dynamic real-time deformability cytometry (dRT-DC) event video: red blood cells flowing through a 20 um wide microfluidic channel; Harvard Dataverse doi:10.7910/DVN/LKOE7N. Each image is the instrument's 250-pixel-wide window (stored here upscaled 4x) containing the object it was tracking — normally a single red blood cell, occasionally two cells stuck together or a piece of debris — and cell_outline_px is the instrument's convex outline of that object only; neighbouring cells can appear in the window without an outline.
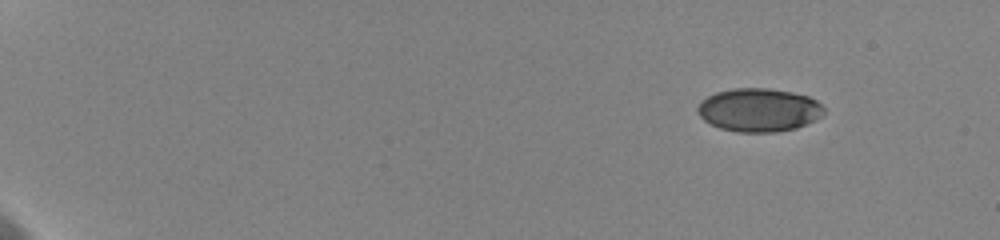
{"species": "human", "species_latin": "Homo sapiens", "temperature_condition": "cold", "stored_images_in_passage": 19, "camera_frame_rate_fps": 3000, "um_per_image_px": 0.085, "donor": {"sex": "female"}, "frame": {"image": 1, "passage_image": 1, "time_ms": 0.0, "image_size_px": [1000, 240], "cell_outline_px": [[824, 112], [816, 120], [796, 128], [776, 132], [736, 132], [720, 128], [704, 120], [696, 112], [696, 108], [700, 100], [716, 92], [732, 88], [768, 88], [792, 92], [808, 96], [816, 100], [824, 108]], "centroid_in_image_um": [64.48, 9.34], "position_along_channel_um": 20.5, "area_um2": 32.08}}
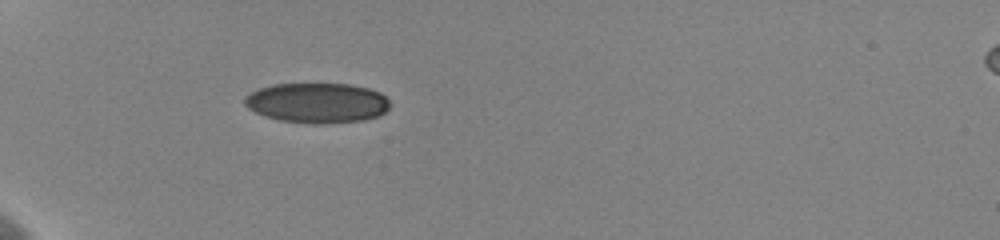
{"frame": {"image": 2, "passage_image": 9, "time_ms": 4.667, "image_size_px": [1000, 240], "cell_outline_px": [[392, 104], [380, 116], [364, 120], [324, 124], [312, 124], [280, 120], [264, 116], [248, 108], [244, 104], [244, 96], [260, 88], [272, 84], [352, 84], [368, 88], [380, 92]], "centroid_in_image_um": [26.97, 8.75], "position_along_channel_um": 58.0, "area_um2": 34.16}}
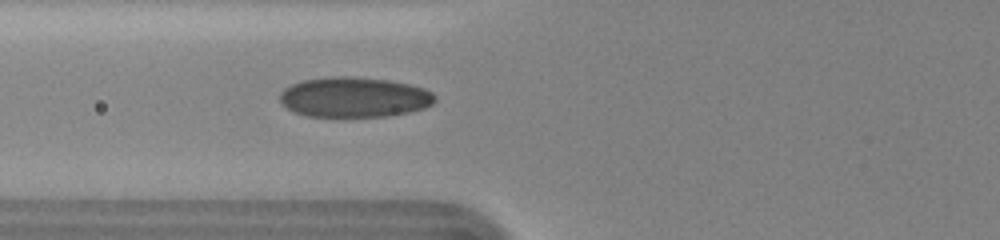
{"frame": {"image": 3, "passage_image": 13, "time_ms": 6.333, "image_size_px": [1000, 240], "cell_outline_px": [[436, 100], [432, 104], [424, 108], [408, 112], [388, 116], [308, 116], [296, 112], [280, 104], [280, 92], [284, 88], [292, 84], [304, 80], [332, 76], [348, 76], [388, 80], [408, 84], [424, 88], [432, 92], [436, 96]], "centroid_in_image_um": [30.11, 8.25], "position_along_channel_um": 95.7, "area_um2": 36.18}}